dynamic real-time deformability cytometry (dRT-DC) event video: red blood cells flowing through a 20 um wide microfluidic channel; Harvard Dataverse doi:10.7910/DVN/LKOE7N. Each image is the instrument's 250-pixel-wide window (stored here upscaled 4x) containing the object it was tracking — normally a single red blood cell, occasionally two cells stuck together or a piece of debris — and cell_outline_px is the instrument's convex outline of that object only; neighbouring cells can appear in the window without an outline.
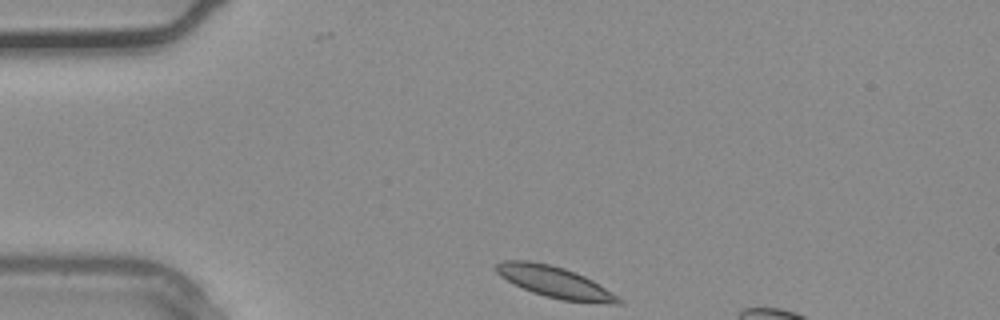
{"species": "common noctule bat (a hibernating species)", "species_latin": "Nyctalus noctula", "temperature_condition": "warm", "stored_images_in_passage": 5, "camera_frame_rate_fps": 3000, "um_per_image_px": 0.085, "animal": {"sex": "male", "body_mass_g": 20.4}, "frame": {"image": 1, "passage_image": 1, "time_ms": 0.0, "image_size_px": [1000, 320], "cell_outline_px": [[624, 304], [612, 304], [560, 300], [544, 296], [532, 292], [500, 276], [496, 272], [496, 264], [500, 260], [528, 260], [548, 264], [564, 268], [576, 272], [592, 280], [624, 300]], "centroid_in_image_um": [47.18, 23.98], "position_along_channel_um": 37.8, "area_um2": 22.2}}